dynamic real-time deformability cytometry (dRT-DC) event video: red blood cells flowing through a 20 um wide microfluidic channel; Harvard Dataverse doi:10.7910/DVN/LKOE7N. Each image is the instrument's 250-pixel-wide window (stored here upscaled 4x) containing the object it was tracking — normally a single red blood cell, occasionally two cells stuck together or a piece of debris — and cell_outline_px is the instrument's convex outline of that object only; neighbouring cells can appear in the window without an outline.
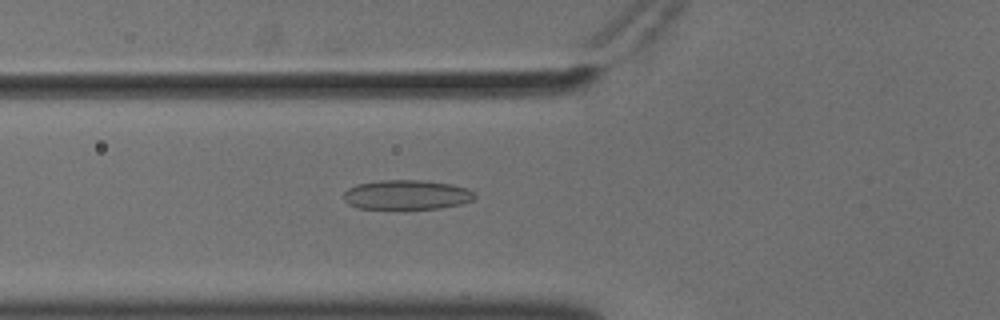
{"species": "common noctule bat (a hibernating species)", "species_latin": "Nyctalus noctula", "temperature_condition": "cold", "stored_images_in_passage": 49, "camera_frame_rate_fps": 3000, "um_per_image_px": 0.085, "animal": {"sex": "male", "body_mass_g": 18.8}, "frame": {"image": 1, "passage_image": 14, "time_ms": 4.333, "image_size_px": [1000, 320], "cell_outline_px": [[476, 196], [472, 200], [460, 204], [440, 208], [360, 208], [348, 204], [344, 200], [344, 192], [348, 188], [356, 184], [380, 180], [424, 180], [452, 184], [468, 188], [476, 192]], "centroid_in_image_um": [34.59, 16.54], "position_along_channel_um": 91.2, "area_um2": 22.6}}
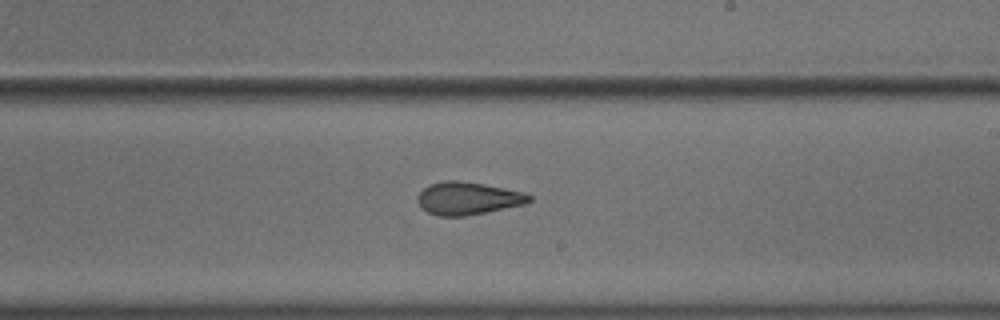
{"frame": {"image": 2, "passage_image": 27, "time_ms": 8.667, "image_size_px": [1000, 320], "cell_outline_px": [[532, 200], [524, 204], [464, 216], [436, 216], [420, 208], [416, 200], [416, 196], [428, 184], [444, 180], [460, 180], [484, 184], [524, 192], [532, 196]], "centroid_in_image_um": [39.71, 16.85], "position_along_channel_um": 249.3, "area_um2": 21.39}}
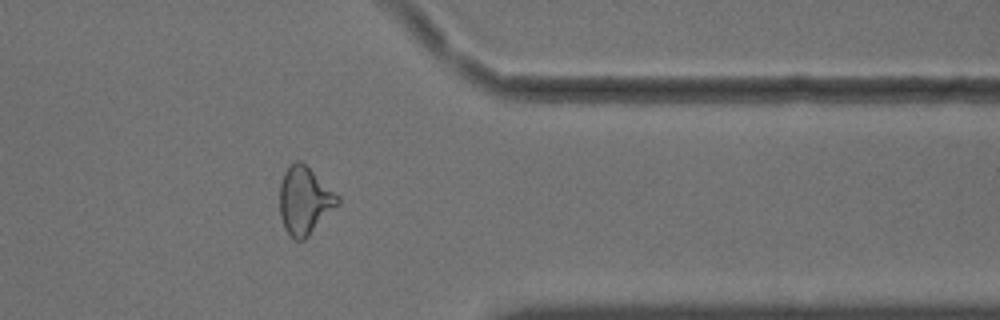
{"frame": {"image": 3, "passage_image": 39, "time_ms": 12.667, "image_size_px": [1000, 320], "cell_outline_px": [[340, 204], [304, 240], [296, 240], [284, 228], [280, 216], [280, 184], [284, 172], [296, 160], [300, 160], [340, 196]], "centroid_in_image_um": [25.91, 17.05], "position_along_channel_um": 385.5, "area_um2": 22.72}, "authors_computed_cell_mechanics": {"area_um2": 22.7154, "velocity_mm_per_s": 3.6216, "shape_relaxation_time_tau1_ms": 8.3571, "shape_relaxation_time_tau2_ms": 2.0507, "deformation_change_tau1": 0.181, "deformation_change_tau2": 0.0989}}